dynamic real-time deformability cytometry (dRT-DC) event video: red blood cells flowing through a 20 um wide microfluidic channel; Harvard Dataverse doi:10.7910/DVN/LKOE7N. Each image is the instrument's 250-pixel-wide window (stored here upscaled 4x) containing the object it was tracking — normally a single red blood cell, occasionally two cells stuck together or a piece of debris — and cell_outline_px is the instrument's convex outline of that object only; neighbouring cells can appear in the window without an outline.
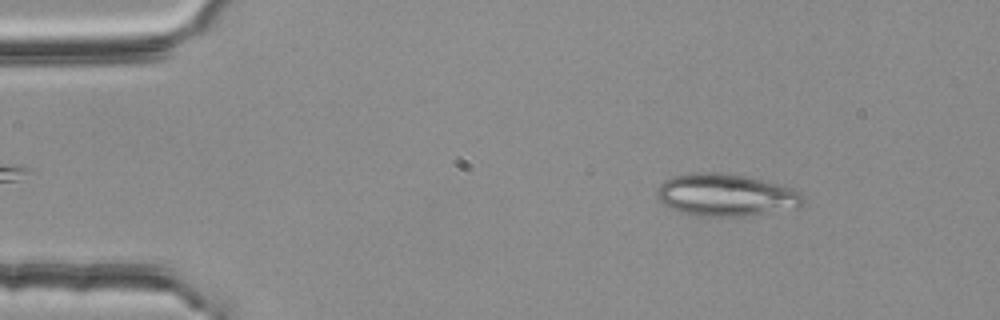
{"species": "common noctule bat (a hibernating species)", "species_latin": "Nyctalus noctula", "temperature_condition": "room temperature", "stored_images_in_passage": 53, "camera_frame_rate_fps": 3000, "um_per_image_px": 0.085, "animal": {"sex": "female", "body_mass_g": 25.1}, "frame": {"image": 1, "passage_image": 7, "time_ms": 2.0, "image_size_px": [1000, 320], "cell_outline_px": [[804, 204], [800, 208], [744, 216], [692, 216], [680, 212], [664, 204], [656, 196], [656, 192], [660, 184], [664, 180], [672, 176], [692, 172], [716, 172], [744, 176], [776, 184], [788, 188], [804, 196]], "centroid_in_image_um": [61.66, 16.59], "position_along_channel_um": 23.3, "area_um2": 35.95}}
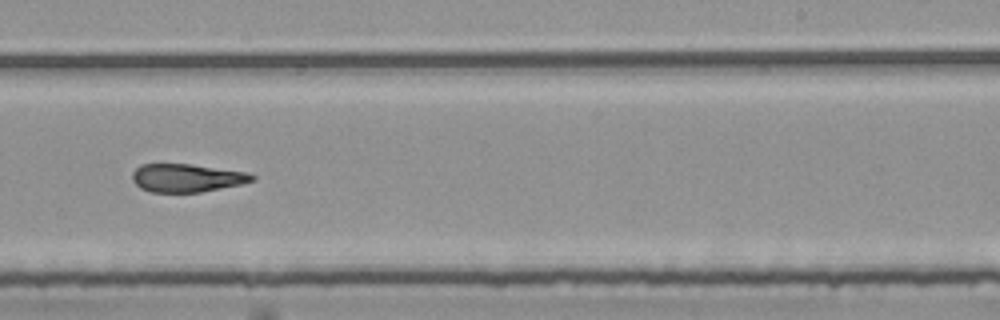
{"frame": {"image": 2, "passage_image": 33, "time_ms": 10.667, "image_size_px": [1000, 320], "cell_outline_px": [[256, 180], [240, 184], [200, 192], [152, 192], [140, 188], [132, 180], [132, 172], [140, 164], [192, 164], [248, 172], [256, 176]], "centroid_in_image_um": [15.88, 15.11], "position_along_channel_um": 273.1, "area_um2": 19.71}}
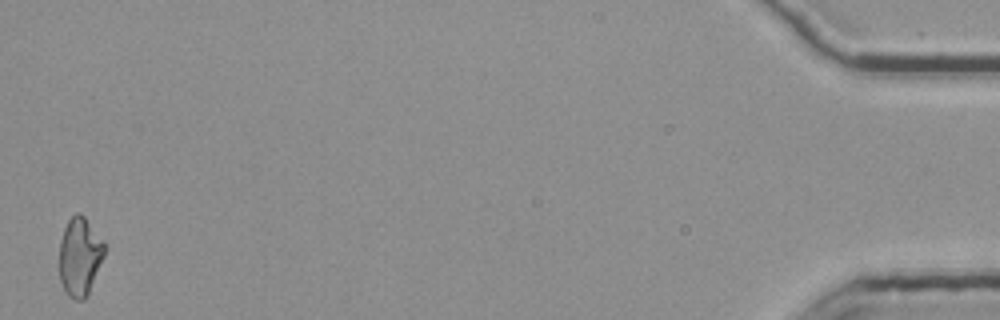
{"frame": {"image": 3, "passage_image": 53, "time_ms": 17.333, "image_size_px": [1000, 320], "cell_outline_px": [[108, 248], [88, 296], [84, 300], [76, 300], [68, 296], [64, 292], [60, 280], [60, 240], [64, 228], [68, 220], [76, 212], [80, 212], [84, 216]], "centroid_in_image_um": [6.8, 21.84], "position_along_channel_um": 428.4, "area_um2": 20.98}, "authors_computed_cell_mechanics": {"area_um2": 21.2704, "velocity_mm_per_s": 3.7848, "shape_relaxation_time_tau1_ms": null, "shape_relaxation_time_tau2_ms": 2.0824, "deformation_change_tau1": null, "deformation_change_tau2": 0.1144}}